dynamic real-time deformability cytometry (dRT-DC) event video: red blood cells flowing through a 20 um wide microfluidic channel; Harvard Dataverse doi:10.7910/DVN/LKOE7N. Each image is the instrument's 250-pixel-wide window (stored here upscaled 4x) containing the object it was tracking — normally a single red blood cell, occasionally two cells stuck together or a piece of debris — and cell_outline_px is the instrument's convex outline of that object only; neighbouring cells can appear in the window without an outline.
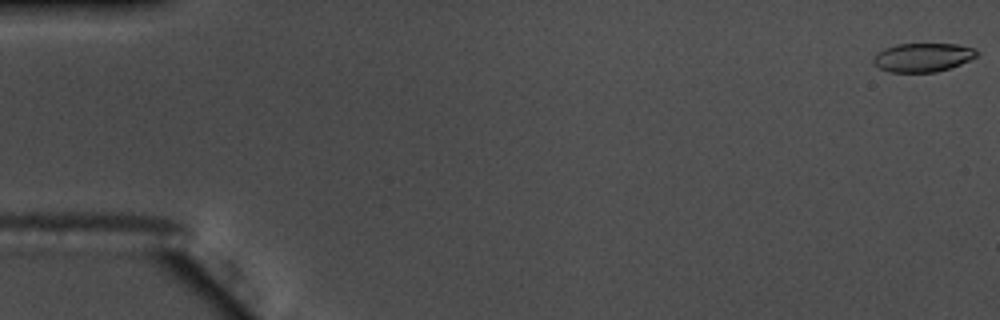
{"species": "common noctule bat (a hibernating species)", "species_latin": "Nyctalus noctula", "temperature_condition": "warm", "stored_images_in_passage": 56, "camera_frame_rate_fps": 3000, "um_per_image_px": 0.085, "animal": {"sex": "male", "body_mass_g": 17.5, "forearm_length_mm": 52.3}, "frame": {"image": 1, "passage_image": 1, "time_ms": 0.0, "image_size_px": [1000, 320], "cell_outline_px": [[980, 52], [976, 56], [960, 64], [936, 72], [888, 72], [880, 68], [872, 60], [884, 48], [896, 44], [956, 44], [976, 48]], "centroid_in_image_um": [78.47, 4.87], "position_along_channel_um": 6.5, "area_um2": 17.17}}
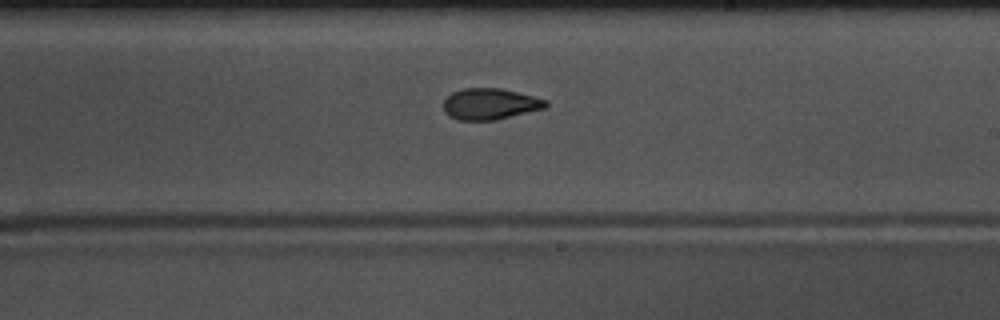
{"frame": {"image": 2, "passage_image": 33, "time_ms": 10.667, "image_size_px": [1000, 320], "cell_outline_px": [[548, 108], [496, 120], [456, 120], [448, 116], [444, 112], [444, 100], [452, 92], [464, 88], [500, 88], [548, 100]], "centroid_in_image_um": [41.66, 8.85], "position_along_channel_um": 247.3, "area_um2": 18.79}}
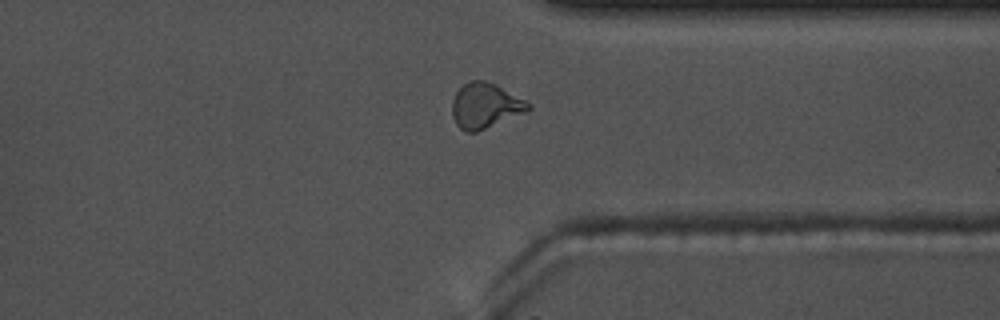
{"frame": {"image": 3, "passage_image": 43, "time_ms": 14.0, "image_size_px": [1000, 320], "cell_outline_px": [[532, 108], [524, 112], [476, 132], [464, 132], [456, 124], [452, 116], [452, 100], [456, 92], [464, 84], [472, 80], [484, 80], [496, 84], [532, 104]], "centroid_in_image_um": [41.22, 8.98], "position_along_channel_um": 370.2, "area_um2": 19.88}, "authors_computed_cell_mechanics": {"area_um2": 18.8428, "velocity_mm_per_s": 3.7168, "shape_relaxation_time_tau1_ms": 5.6157, "shape_relaxation_time_tau2_ms": 2.2293, "deformation_change_tau1": 0.1871, "deformation_change_tau2": 0.0877}}